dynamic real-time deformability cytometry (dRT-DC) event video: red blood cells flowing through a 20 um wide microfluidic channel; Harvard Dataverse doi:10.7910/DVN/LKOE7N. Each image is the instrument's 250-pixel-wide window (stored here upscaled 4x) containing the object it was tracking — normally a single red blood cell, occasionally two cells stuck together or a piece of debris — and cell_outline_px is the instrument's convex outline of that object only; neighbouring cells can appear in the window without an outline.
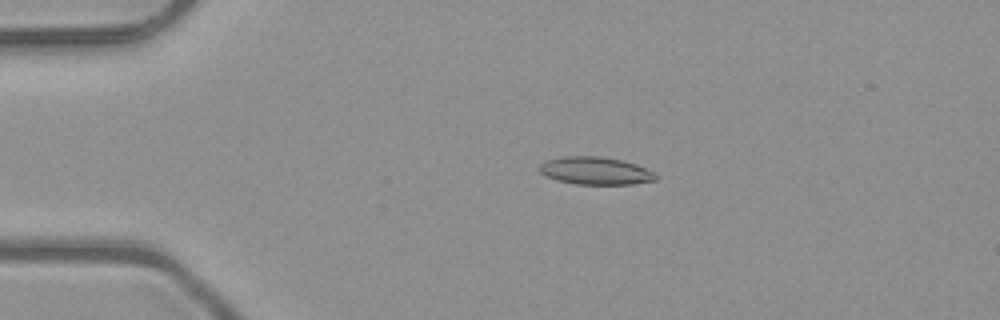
{"species": "common noctule bat (a hibernating species)", "species_latin": "Nyctalus noctula", "temperature_condition": "room temperature", "stored_images_in_passage": 52, "camera_frame_rate_fps": 3000, "um_per_image_px": 0.085, "animal": {"sex": "male", "body_mass_g": 23.1, "forearm_length_mm": 52.7}, "frame": {"image": 1, "passage_image": 12, "time_ms": 3.667, "image_size_px": [1000, 320], "cell_outline_px": [[656, 180], [632, 184], [576, 184], [556, 180], [540, 172], [540, 164], [544, 160], [560, 156], [600, 156], [624, 160], [636, 164], [652, 172], [656, 176]], "centroid_in_image_um": [50.58, 14.5], "position_along_channel_um": 34.4, "area_um2": 18.73}}
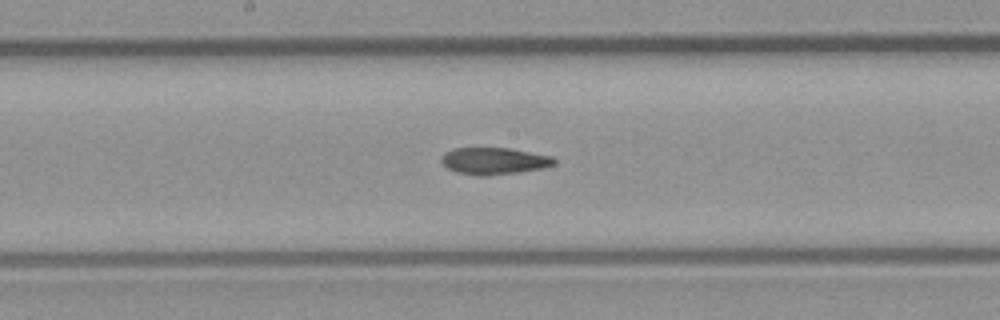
{"frame": {"image": 2, "passage_image": 28, "time_ms": 9.0, "image_size_px": [1000, 320], "cell_outline_px": [[556, 164], [540, 168], [516, 172], [484, 176], [480, 176], [456, 172], [448, 168], [440, 160], [448, 152], [456, 148], [508, 148], [552, 156], [556, 160]], "centroid_in_image_um": [42.01, 13.68], "position_along_channel_um": 206.2, "area_um2": 17.28}}
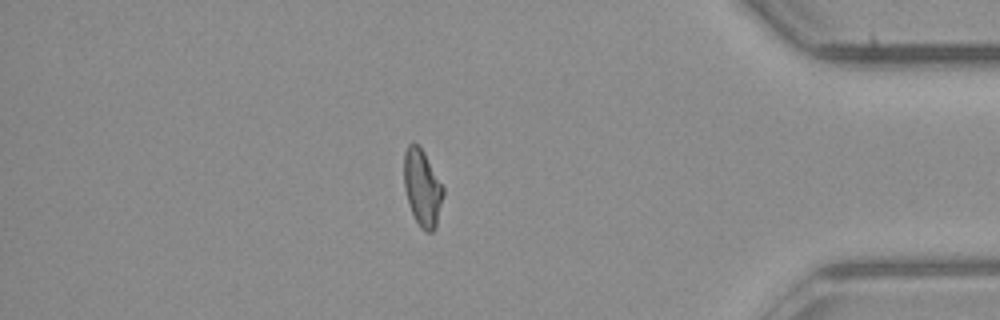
{"frame": {"image": 3, "passage_image": 45, "time_ms": 14.667, "image_size_px": [1000, 320], "cell_outline_px": [[444, 196], [436, 228], [432, 232], [428, 232], [420, 228], [408, 204], [404, 188], [404, 152], [408, 144], [412, 140], [420, 144], [444, 188]], "centroid_in_image_um": [35.89, 15.93], "position_along_channel_um": 399.3, "area_um2": 17.92}, "authors_computed_cell_mechanics": {"area_um2": 17.918, "velocity_mm_per_s": 4.0539, "shape_relaxation_time_tau1_ms": null, "shape_relaxation_time_tau2_ms": 3.445, "deformation_change_tau1": null, "deformation_change_tau2": 0.1101}}